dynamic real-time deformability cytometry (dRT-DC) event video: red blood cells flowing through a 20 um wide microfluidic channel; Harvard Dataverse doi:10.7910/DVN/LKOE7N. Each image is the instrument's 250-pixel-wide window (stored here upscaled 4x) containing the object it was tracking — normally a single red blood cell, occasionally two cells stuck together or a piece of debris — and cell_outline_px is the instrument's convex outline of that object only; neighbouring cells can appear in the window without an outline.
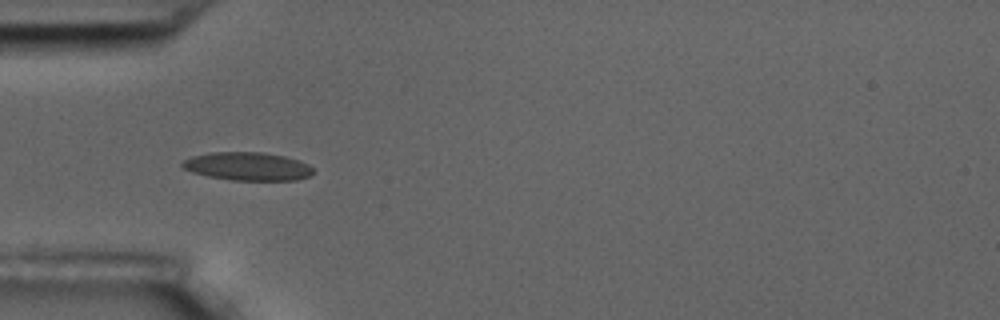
{"species": "common noctule bat (a hibernating species)", "species_latin": "Nyctalus noctula", "temperature_condition": "room temperature", "stored_images_in_passage": 10, "camera_frame_rate_fps": 3000, "um_per_image_px": 0.085, "animal": {"sex": "male", "body_mass_g": 17.5, "forearm_length_mm": 52.3}, "frame": {"image": 1, "passage_image": 5, "time_ms": 4.667, "image_size_px": [1000, 320], "cell_outline_px": [[312, 172], [308, 176], [296, 180], [232, 180], [208, 176], [192, 172], [184, 168], [180, 164], [184, 160], [192, 156], [212, 152], [264, 152], [284, 156], [300, 160], [308, 164], [312, 168]], "centroid_in_image_um": [21.04, 14.13], "position_along_channel_um": 64.0, "area_um2": 21.44}}
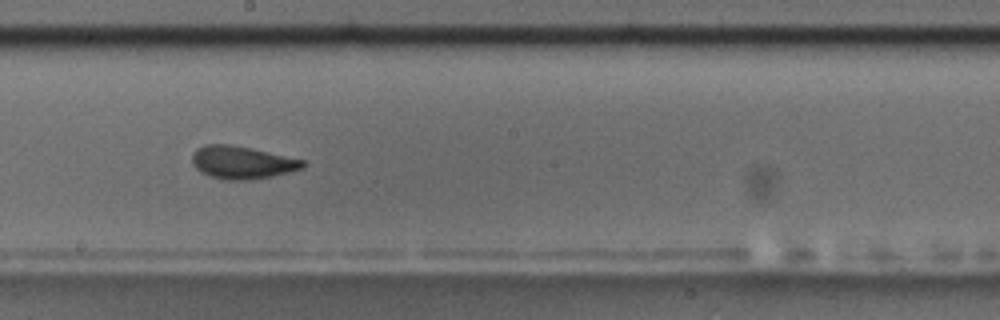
{"frame": {"image": 2, "passage_image": 9, "time_ms": 9.333, "image_size_px": [1000, 320], "cell_outline_px": [[308, 164], [304, 168], [272, 176], [248, 180], [228, 180], [212, 176], [200, 172], [192, 164], [192, 152], [196, 148], [204, 144], [228, 144], [252, 148], [304, 160]], "centroid_in_image_um": [20.57, 13.8], "position_along_channel_um": 227.6, "area_um2": 21.21}}
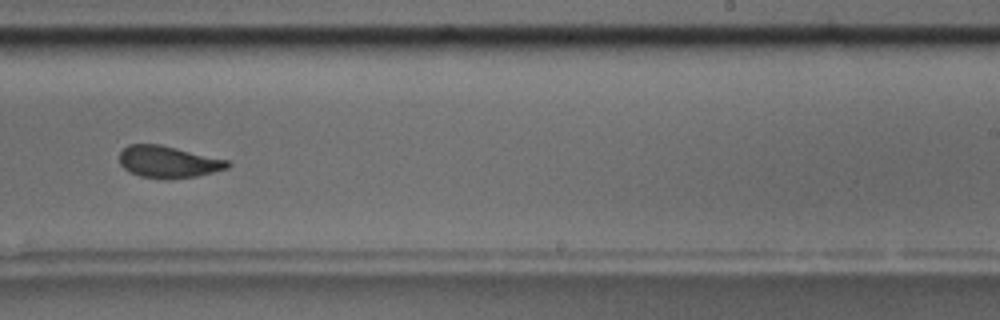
{"frame": {"image": 3, "passage_image": 10, "time_ms": 10.667, "image_size_px": [1000, 320], "cell_outline_px": [[232, 164], [228, 168], [196, 176], [140, 176], [124, 168], [120, 164], [120, 152], [128, 144], [160, 144], [228, 160]], "centroid_in_image_um": [14.31, 13.71], "position_along_channel_um": 274.7, "area_um2": 19.25}}